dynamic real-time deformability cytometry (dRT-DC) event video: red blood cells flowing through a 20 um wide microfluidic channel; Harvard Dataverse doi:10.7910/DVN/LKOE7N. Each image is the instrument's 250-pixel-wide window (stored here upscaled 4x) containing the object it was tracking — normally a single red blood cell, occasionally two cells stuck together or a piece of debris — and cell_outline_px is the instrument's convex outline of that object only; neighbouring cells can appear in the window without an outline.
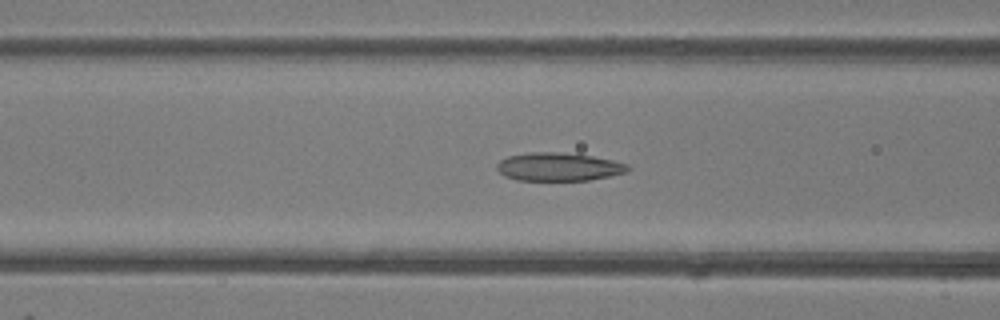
{"species": "common noctule bat (a hibernating species)", "species_latin": "Nyctalus noctula", "temperature_condition": "room temperature", "stored_images_in_passage": 48, "camera_frame_rate_fps": 3000, "um_per_image_px": 0.085, "animal": {"sex": "female"}, "frame": {"image": 1, "passage_image": 19, "time_ms": 6.0, "image_size_px": [1000, 320], "cell_outline_px": [[628, 172], [588, 180], [516, 180], [504, 176], [496, 168], [496, 164], [500, 160], [508, 156], [532, 152], [556, 152], [592, 156], [612, 160], [628, 164]], "centroid_in_image_um": [47.45, 14.18], "position_along_channel_um": 119.1, "area_um2": 21.39}}
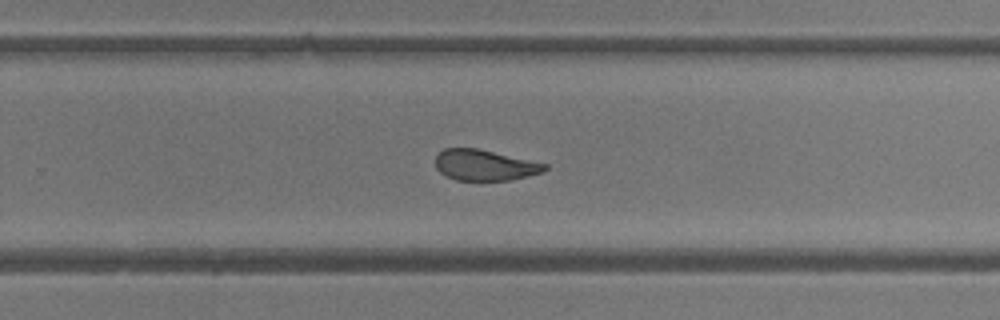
{"frame": {"image": 2, "passage_image": 31, "time_ms": 10.0, "image_size_px": [1000, 320], "cell_outline_px": [[548, 168], [540, 172], [528, 176], [508, 180], [456, 180], [440, 172], [436, 168], [436, 156], [444, 148], [476, 148], [548, 164]], "centroid_in_image_um": [41.19, 14.03], "position_along_channel_um": 288.6, "area_um2": 19.36}}
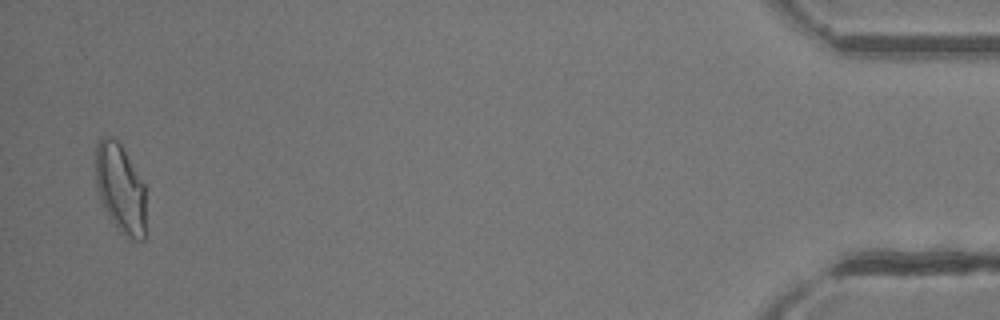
{"frame": {"image": 3, "passage_image": 47, "time_ms": 15.333, "image_size_px": [1000, 320], "cell_outline_px": [[144, 240], [136, 240], [120, 232], [112, 220], [100, 200], [96, 184], [96, 144], [100, 136], [112, 136], [120, 144], [144, 184]], "centroid_in_image_um": [10.2, 15.97], "position_along_channel_um": 425.0, "area_um2": 25.61}, "authors_computed_cell_mechanics": {"area_um2": 22.5131, "velocity_mm_per_s": 4.2386, "shape_relaxation_time_tau1_ms": null, "shape_relaxation_time_tau2_ms": 1.7382, "deformation_change_tau1": null, "deformation_change_tau2": 0.0831}}